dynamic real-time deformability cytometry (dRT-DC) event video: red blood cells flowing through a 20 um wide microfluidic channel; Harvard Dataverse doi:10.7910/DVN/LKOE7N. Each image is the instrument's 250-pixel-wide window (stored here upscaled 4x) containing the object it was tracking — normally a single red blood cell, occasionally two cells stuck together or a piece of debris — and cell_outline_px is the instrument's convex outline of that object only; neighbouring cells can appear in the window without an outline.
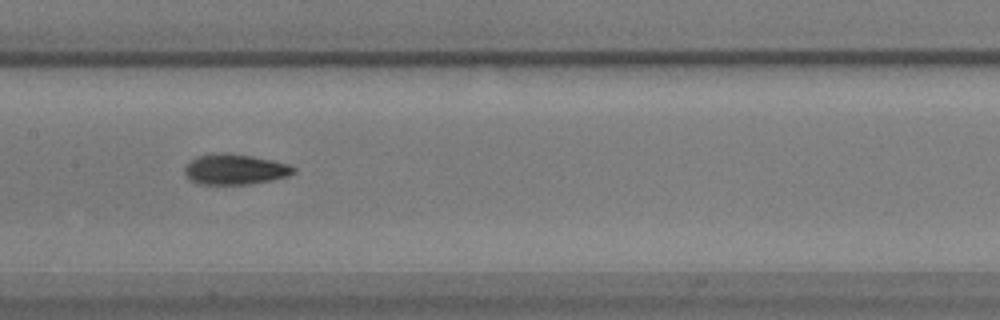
{"species": "common noctule bat (a hibernating species)", "species_latin": "Nyctalus noctula", "temperature_condition": "warm", "stored_images_in_passage": 50, "camera_frame_rate_fps": 3000, "um_per_image_px": 0.085, "animal": {"sex": "male", "body_mass_g": 17.9}, "frame": {"image": 1, "passage_image": 22, "time_ms": 7.0, "image_size_px": [1000, 320], "cell_outline_px": [[296, 172], [288, 176], [272, 180], [248, 184], [200, 184], [188, 180], [184, 172], [184, 168], [196, 156], [212, 152], [228, 152], [252, 156], [292, 164], [296, 168]], "centroid_in_image_um": [19.98, 14.38], "position_along_channel_um": 187.4, "area_um2": 19.71}}
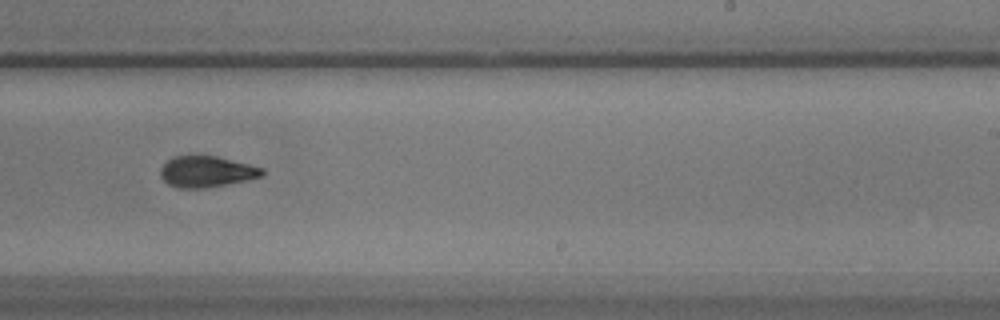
{"frame": {"image": 2, "passage_image": 29, "time_ms": 9.333, "image_size_px": [1000, 320], "cell_outline_px": [[264, 176], [248, 180], [204, 188], [180, 188], [168, 184], [160, 176], [160, 168], [172, 156], [216, 156], [264, 168]], "centroid_in_image_um": [17.56, 14.59], "position_along_channel_um": 271.4, "area_um2": 18.38}}
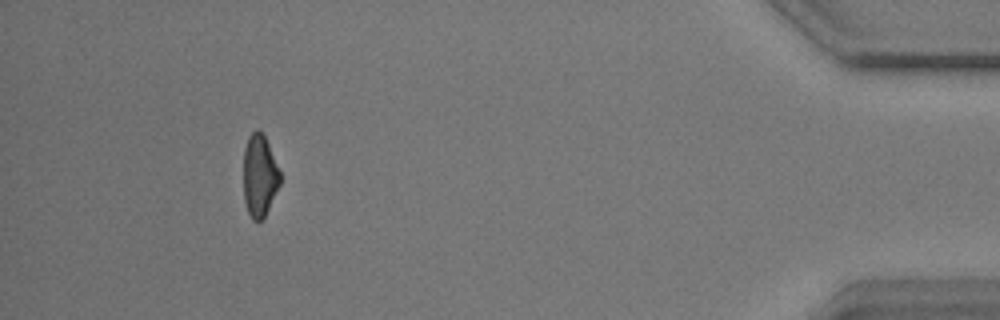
{"frame": {"image": 3, "passage_image": 46, "time_ms": 15.0, "image_size_px": [1000, 320], "cell_outline_px": [[280, 184], [264, 220], [252, 220], [248, 212], [244, 200], [244, 148], [248, 136], [256, 128], [264, 136], [268, 144], [280, 172]], "centroid_in_image_um": [22.06, 14.96], "position_along_channel_um": 413.1, "area_um2": 17.51}, "authors_computed_cell_mechanics": {"area_um2": 18.6694, "velocity_mm_per_s": 3.616, "shape_relaxation_time_tau1_ms": 3.2016, "shape_relaxation_time_tau2_ms": 2.8369, "deformation_change_tau1": 0.1501, "deformation_change_tau2": 0.0951}}